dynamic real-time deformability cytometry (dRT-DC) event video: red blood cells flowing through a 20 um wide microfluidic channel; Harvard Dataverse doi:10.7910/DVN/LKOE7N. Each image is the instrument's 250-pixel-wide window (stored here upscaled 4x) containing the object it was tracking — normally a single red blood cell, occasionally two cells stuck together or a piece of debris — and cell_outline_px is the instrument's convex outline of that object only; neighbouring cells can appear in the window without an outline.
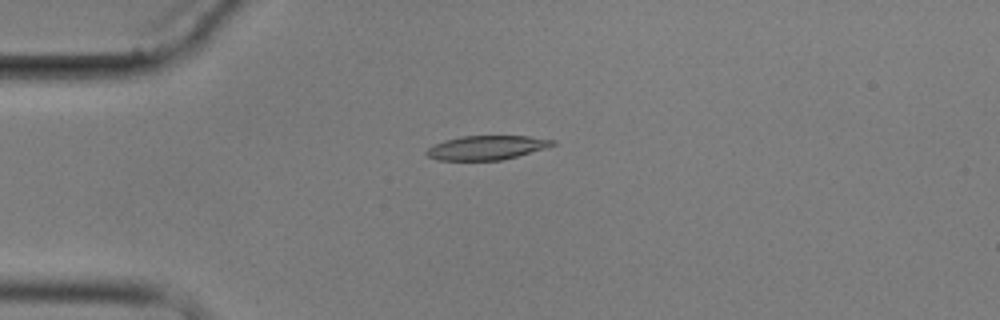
{"species": "common noctule bat (a hibernating species)", "species_latin": "Nyctalus noctula", "temperature_condition": "cold", "stored_images_in_passage": 6, "camera_frame_rate_fps": 3000, "um_per_image_px": 0.085, "animal": {"sex": "male", "body_mass_g": 17.9}, "frame": {"image": 1, "passage_image": 4, "time_ms": 3.667, "image_size_px": [1000, 320], "cell_outline_px": [[556, 144], [544, 148], [516, 156], [500, 160], [436, 160], [428, 156], [424, 152], [428, 148], [444, 140], [460, 136], [528, 136], [556, 140]], "centroid_in_image_um": [41.34, 12.54], "position_along_channel_um": 43.7, "area_um2": 17.57}}
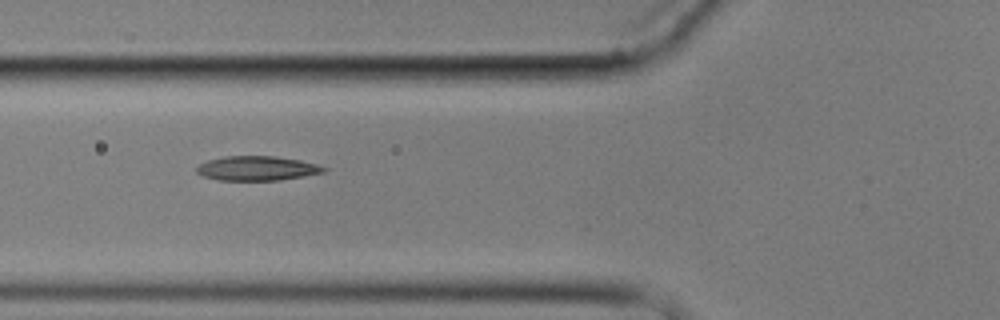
{"frame": {"image": 2, "passage_image": 6, "time_ms": 6.0, "image_size_px": [1000, 320], "cell_outline_px": [[328, 168], [324, 172], [280, 180], [220, 180], [204, 176], [196, 172], [196, 168], [200, 164], [208, 160], [224, 156], [272, 156], [300, 160], [316, 164]], "centroid_in_image_um": [21.84, 14.3], "position_along_channel_um": 104.0, "area_um2": 17.92}}